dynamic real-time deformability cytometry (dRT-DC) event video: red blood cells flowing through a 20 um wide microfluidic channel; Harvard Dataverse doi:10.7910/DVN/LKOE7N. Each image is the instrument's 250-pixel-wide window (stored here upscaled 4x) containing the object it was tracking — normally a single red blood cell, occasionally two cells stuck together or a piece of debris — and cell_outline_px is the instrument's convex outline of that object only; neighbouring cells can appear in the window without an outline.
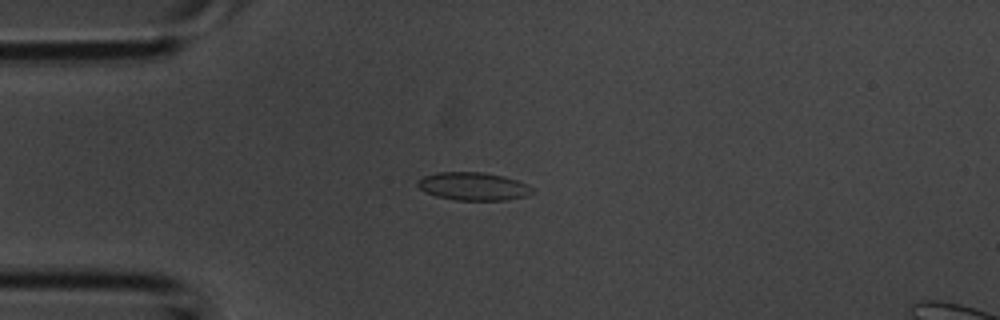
{"species": "common noctule bat (a hibernating species)", "species_latin": "Nyctalus noctula", "temperature_condition": "room temperature", "stored_images_in_passage": 2, "camera_frame_rate_fps": 3000, "um_per_image_px": 0.085, "animal": {"sex": "male", "body_mass_g": 20.1, "forearm_length_mm": 53.5}, "frame": {"image": 1, "passage_image": 2, "time_ms": 0.333, "image_size_px": [1000, 320], "cell_outline_px": [[532, 192], [528, 196], [504, 200], [456, 200], [436, 196], [424, 192], [416, 184], [416, 180], [424, 176], [436, 172], [484, 172], [504, 176], [528, 184], [532, 188]], "centroid_in_image_um": [40.2, 15.83], "position_along_channel_um": 44.8, "area_um2": 18.84}}